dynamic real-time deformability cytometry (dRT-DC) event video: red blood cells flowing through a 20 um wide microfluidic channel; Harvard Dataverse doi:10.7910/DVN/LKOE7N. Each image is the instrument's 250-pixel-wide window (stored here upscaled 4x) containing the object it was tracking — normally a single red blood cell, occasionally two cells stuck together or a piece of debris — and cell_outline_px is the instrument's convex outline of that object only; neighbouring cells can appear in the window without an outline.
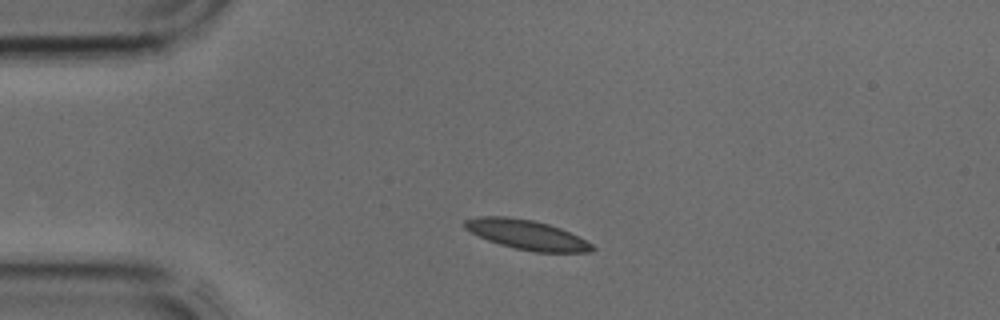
{"species": "common noctule bat (a hibernating species)", "species_latin": "Nyctalus noctula", "temperature_condition": "cold", "stored_images_in_passage": 2, "camera_frame_rate_fps": 3000, "um_per_image_px": 0.085, "animal": {"sex": "male", "body_mass_g": 17.9, "forearm_length_mm": 54.2}, "frame": {"image": 1, "passage_image": 1, "time_ms": 0.0, "image_size_px": [1000, 320], "cell_outline_px": [[596, 248], [592, 252], [536, 252], [516, 248], [500, 244], [488, 240], [464, 228], [464, 220], [480, 216], [508, 216], [532, 220], [548, 224], [560, 228], [592, 244]], "centroid_in_image_um": [44.77, 19.94], "position_along_channel_um": 40.2, "area_um2": 21.68}}
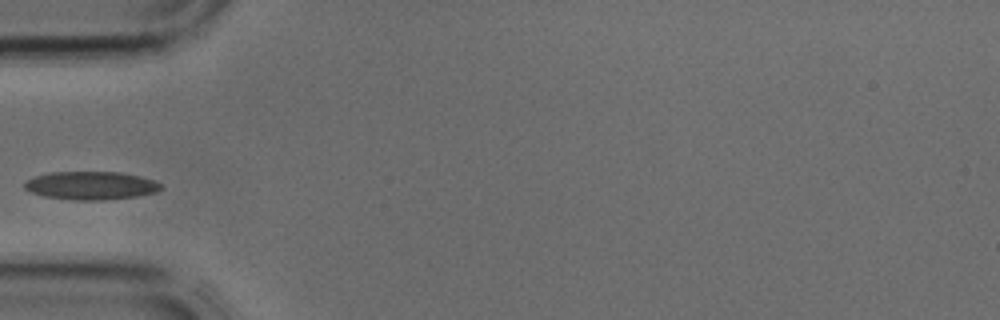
{"frame": {"image": 2, "passage_image": 2, "time_ms": 0.333, "image_size_px": [1000, 320], "cell_outline_px": [[164, 188], [156, 192], [136, 196], [104, 200], [72, 200], [44, 196], [32, 192], [24, 188], [24, 180], [36, 176], [52, 172], [120, 172], [152, 180], [160, 184]], "centroid_in_image_um": [7.7, 15.77], "position_along_channel_um": 77.3, "area_um2": 22.25}}